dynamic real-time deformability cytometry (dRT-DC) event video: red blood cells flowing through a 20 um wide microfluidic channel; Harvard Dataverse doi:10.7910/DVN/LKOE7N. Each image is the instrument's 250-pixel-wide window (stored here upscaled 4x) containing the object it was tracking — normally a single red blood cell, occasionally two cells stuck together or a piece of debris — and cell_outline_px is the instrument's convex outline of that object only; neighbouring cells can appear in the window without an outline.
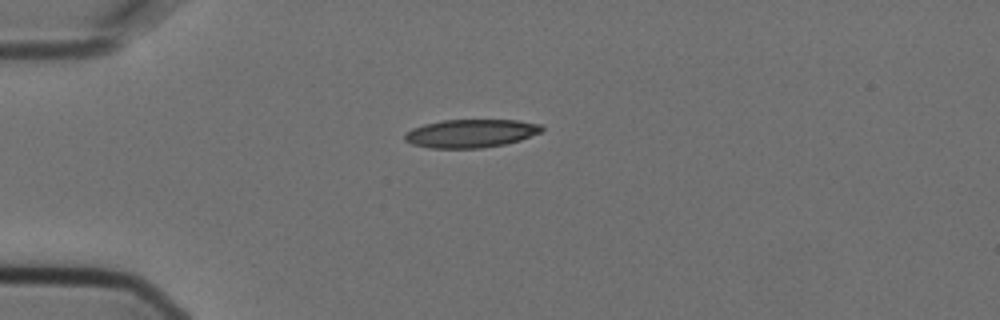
{"species": "Egyptian fruit bat (a non-hibernating species)", "species_latin": "Rousettus aegyptiacus", "temperature_condition": "cold", "stored_images_in_passage": 5, "camera_frame_rate_fps": 3000, "um_per_image_px": 0.085, "animal": {"sex": "female"}, "frame": {"image": 1, "passage_image": 1, "time_ms": 0.0, "image_size_px": [1000, 320], "cell_outline_px": [[544, 128], [540, 132], [520, 140], [504, 144], [480, 148], [428, 148], [412, 144], [404, 140], [404, 136], [412, 128], [424, 124], [444, 120], [516, 120], [540, 124]], "centroid_in_image_um": [40.0, 11.34], "position_along_channel_um": 45.0, "area_um2": 22.43}}
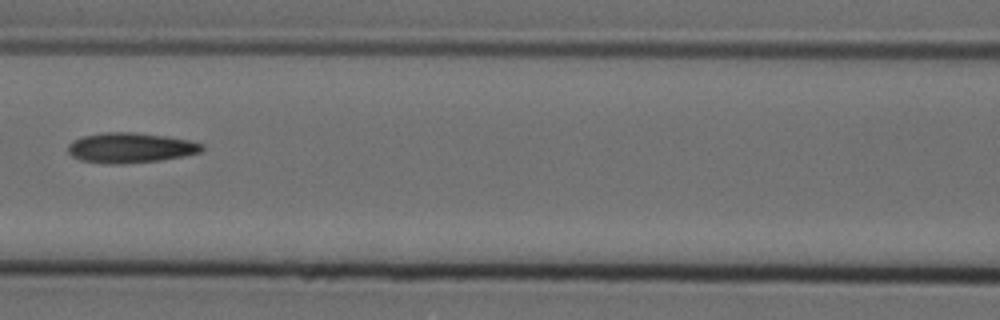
{"frame": {"image": 2, "passage_image": 4, "time_ms": 1.0, "image_size_px": [1000, 320], "cell_outline_px": [[204, 148], [200, 152], [184, 156], [160, 160], [120, 164], [104, 164], [80, 160], [72, 156], [68, 152], [68, 144], [72, 140], [84, 136], [104, 132], [132, 132], [164, 136], [188, 140], [204, 144]], "centroid_in_image_um": [11.06, 12.57], "position_along_channel_um": 155.5, "area_um2": 23.52}}
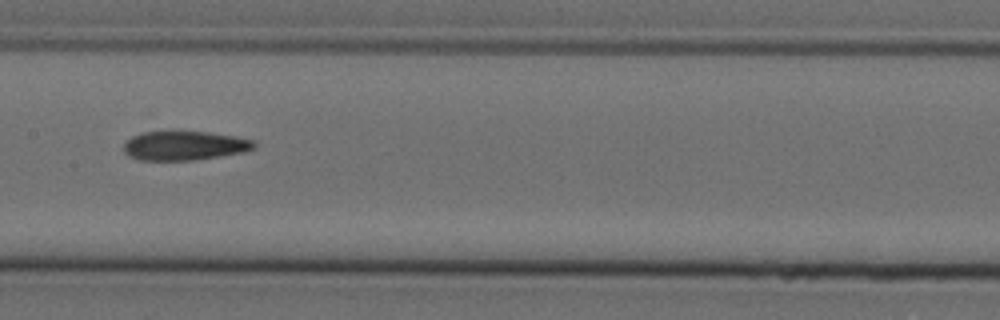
{"frame": {"image": 3, "passage_image": 5, "time_ms": 1.333, "image_size_px": [1000, 320], "cell_outline_px": [[256, 144], [252, 148], [244, 152], [220, 156], [192, 160], [140, 160], [128, 156], [124, 152], [124, 144], [132, 136], [140, 132], [208, 132], [236, 136], [252, 140]], "centroid_in_image_um": [15.65, 12.38], "position_along_channel_um": 191.7, "area_um2": 21.96}}